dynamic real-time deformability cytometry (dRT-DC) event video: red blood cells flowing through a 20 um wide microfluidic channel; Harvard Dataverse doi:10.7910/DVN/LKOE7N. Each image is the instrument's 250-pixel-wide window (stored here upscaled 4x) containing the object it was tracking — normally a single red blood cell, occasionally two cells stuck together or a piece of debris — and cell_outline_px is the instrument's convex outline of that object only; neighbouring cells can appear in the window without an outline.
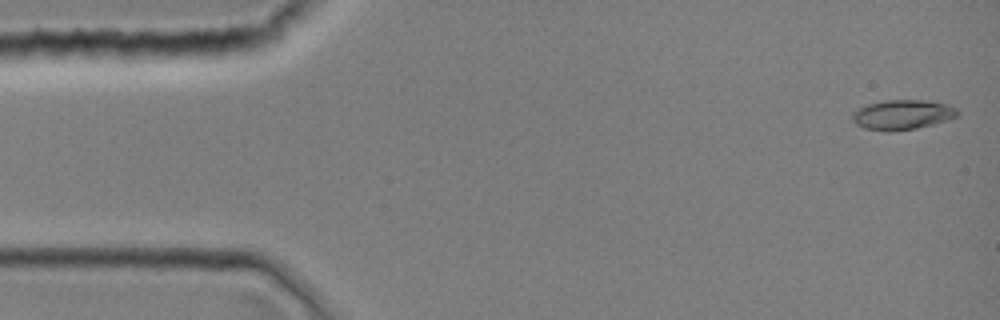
{"species": "common noctule bat (a hibernating species)", "species_latin": "Nyctalus noctula", "temperature_condition": "room temperature", "stored_images_in_passage": 1, "camera_frame_rate_fps": 3000, "um_per_image_px": 0.085, "animal": {"sex": "female", "body_mass_g": 19.0, "forearm_length_mm": 51.5}, "frame": {"image": 1, "passage_image": 1, "time_ms": 0.0, "image_size_px": [1000, 320], "cell_outline_px": [[960, 112], [956, 116], [932, 124], [916, 128], [888, 132], [864, 128], [856, 124], [852, 120], [852, 112], [868, 104], [884, 100], [924, 100], [944, 104], [956, 108]], "centroid_in_image_um": [76.65, 9.75], "position_along_channel_um": 8.3, "area_um2": 18.03}}